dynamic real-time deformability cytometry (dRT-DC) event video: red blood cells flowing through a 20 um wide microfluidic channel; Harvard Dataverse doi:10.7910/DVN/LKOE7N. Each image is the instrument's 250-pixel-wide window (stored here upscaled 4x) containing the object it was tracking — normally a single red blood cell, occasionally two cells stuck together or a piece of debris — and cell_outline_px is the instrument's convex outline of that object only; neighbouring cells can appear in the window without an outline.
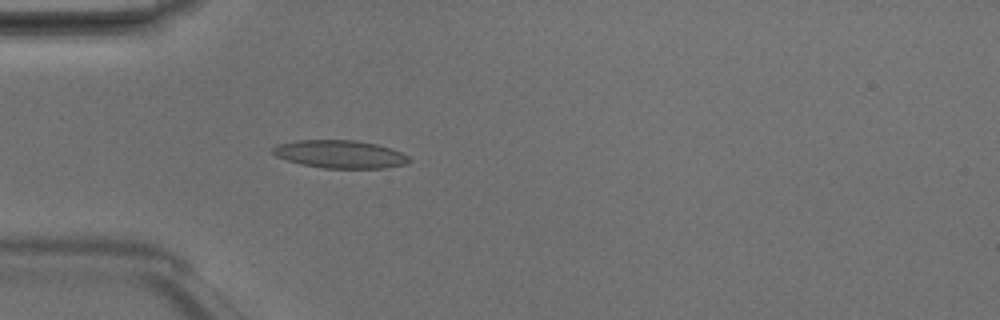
{"species": "Egyptian fruit bat (a non-hibernating species)", "species_latin": "Rousettus aegyptiacus", "temperature_condition": "room temperature", "stored_images_in_passage": 4, "camera_frame_rate_fps": 3000, "um_per_image_px": 0.085, "animal": {"sex": "male"}, "frame": {"image": 1, "passage_image": 4, "time_ms": 1.0, "image_size_px": [1000, 320], "cell_outline_px": [[412, 160], [404, 164], [384, 168], [324, 168], [300, 164], [276, 156], [272, 152], [272, 148], [276, 144], [296, 140], [356, 140], [376, 144], [392, 148], [408, 156]], "centroid_in_image_um": [28.89, 13.1], "position_along_channel_um": 56.1, "area_um2": 22.2}}